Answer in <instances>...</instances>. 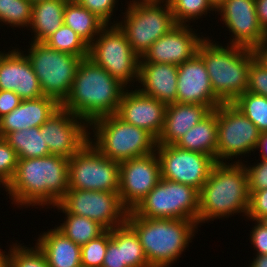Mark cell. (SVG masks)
Returning a JSON list of instances; mask_svg holds the SVG:
<instances>
[{
	"label": "cell",
	"instance_id": "cell-1",
	"mask_svg": "<svg viewBox=\"0 0 267 267\" xmlns=\"http://www.w3.org/2000/svg\"><path fill=\"white\" fill-rule=\"evenodd\" d=\"M68 170L69 159L59 155L18 159L15 175L3 190L18 209H52L69 189Z\"/></svg>",
	"mask_w": 267,
	"mask_h": 267
},
{
	"label": "cell",
	"instance_id": "cell-2",
	"mask_svg": "<svg viewBox=\"0 0 267 267\" xmlns=\"http://www.w3.org/2000/svg\"><path fill=\"white\" fill-rule=\"evenodd\" d=\"M127 88L86 57L79 64L70 93L61 107L90 125L94 120L117 113Z\"/></svg>",
	"mask_w": 267,
	"mask_h": 267
},
{
	"label": "cell",
	"instance_id": "cell-3",
	"mask_svg": "<svg viewBox=\"0 0 267 267\" xmlns=\"http://www.w3.org/2000/svg\"><path fill=\"white\" fill-rule=\"evenodd\" d=\"M249 204L248 176L243 163H216L199 191L197 225L237 214L246 221Z\"/></svg>",
	"mask_w": 267,
	"mask_h": 267
},
{
	"label": "cell",
	"instance_id": "cell-4",
	"mask_svg": "<svg viewBox=\"0 0 267 267\" xmlns=\"http://www.w3.org/2000/svg\"><path fill=\"white\" fill-rule=\"evenodd\" d=\"M150 267H171L193 242L198 225L189 219L143 218L128 211Z\"/></svg>",
	"mask_w": 267,
	"mask_h": 267
},
{
	"label": "cell",
	"instance_id": "cell-5",
	"mask_svg": "<svg viewBox=\"0 0 267 267\" xmlns=\"http://www.w3.org/2000/svg\"><path fill=\"white\" fill-rule=\"evenodd\" d=\"M211 38L208 35L202 42L198 54L206 65L214 94L223 103H233L247 89L253 50Z\"/></svg>",
	"mask_w": 267,
	"mask_h": 267
},
{
	"label": "cell",
	"instance_id": "cell-6",
	"mask_svg": "<svg viewBox=\"0 0 267 267\" xmlns=\"http://www.w3.org/2000/svg\"><path fill=\"white\" fill-rule=\"evenodd\" d=\"M89 129L90 143L119 163L156 152L157 139L152 134L125 122L116 113L94 120Z\"/></svg>",
	"mask_w": 267,
	"mask_h": 267
},
{
	"label": "cell",
	"instance_id": "cell-7",
	"mask_svg": "<svg viewBox=\"0 0 267 267\" xmlns=\"http://www.w3.org/2000/svg\"><path fill=\"white\" fill-rule=\"evenodd\" d=\"M126 2L125 11L119 14L122 20L117 24L126 34L132 49L142 57L156 40L177 24L168 1Z\"/></svg>",
	"mask_w": 267,
	"mask_h": 267
},
{
	"label": "cell",
	"instance_id": "cell-8",
	"mask_svg": "<svg viewBox=\"0 0 267 267\" xmlns=\"http://www.w3.org/2000/svg\"><path fill=\"white\" fill-rule=\"evenodd\" d=\"M28 43L30 46L27 49L20 50L30 61L39 79L43 96L51 97L61 105L70 93L82 58L54 50L44 42Z\"/></svg>",
	"mask_w": 267,
	"mask_h": 267
},
{
	"label": "cell",
	"instance_id": "cell-9",
	"mask_svg": "<svg viewBox=\"0 0 267 267\" xmlns=\"http://www.w3.org/2000/svg\"><path fill=\"white\" fill-rule=\"evenodd\" d=\"M89 58L128 88L137 86L141 57L132 49L118 24L102 28L89 45Z\"/></svg>",
	"mask_w": 267,
	"mask_h": 267
},
{
	"label": "cell",
	"instance_id": "cell-10",
	"mask_svg": "<svg viewBox=\"0 0 267 267\" xmlns=\"http://www.w3.org/2000/svg\"><path fill=\"white\" fill-rule=\"evenodd\" d=\"M214 111L218 123L216 163H243V156L249 157L251 152L256 155L260 136L257 126L233 103H221Z\"/></svg>",
	"mask_w": 267,
	"mask_h": 267
},
{
	"label": "cell",
	"instance_id": "cell-11",
	"mask_svg": "<svg viewBox=\"0 0 267 267\" xmlns=\"http://www.w3.org/2000/svg\"><path fill=\"white\" fill-rule=\"evenodd\" d=\"M199 191L191 186L160 178L157 185L132 212L143 218L198 221Z\"/></svg>",
	"mask_w": 267,
	"mask_h": 267
},
{
	"label": "cell",
	"instance_id": "cell-12",
	"mask_svg": "<svg viewBox=\"0 0 267 267\" xmlns=\"http://www.w3.org/2000/svg\"><path fill=\"white\" fill-rule=\"evenodd\" d=\"M69 189L119 191V162L104 156L90 141L69 159Z\"/></svg>",
	"mask_w": 267,
	"mask_h": 267
},
{
	"label": "cell",
	"instance_id": "cell-13",
	"mask_svg": "<svg viewBox=\"0 0 267 267\" xmlns=\"http://www.w3.org/2000/svg\"><path fill=\"white\" fill-rule=\"evenodd\" d=\"M58 204L66 212L97 221L107 230L124 224L128 214L118 192L68 189Z\"/></svg>",
	"mask_w": 267,
	"mask_h": 267
},
{
	"label": "cell",
	"instance_id": "cell-14",
	"mask_svg": "<svg viewBox=\"0 0 267 267\" xmlns=\"http://www.w3.org/2000/svg\"><path fill=\"white\" fill-rule=\"evenodd\" d=\"M161 178L191 186L203 187L216 164L213 157L201 152L184 150L176 145H157Z\"/></svg>",
	"mask_w": 267,
	"mask_h": 267
},
{
	"label": "cell",
	"instance_id": "cell-15",
	"mask_svg": "<svg viewBox=\"0 0 267 267\" xmlns=\"http://www.w3.org/2000/svg\"><path fill=\"white\" fill-rule=\"evenodd\" d=\"M160 178V161L156 152L120 162L118 193L123 206L132 211Z\"/></svg>",
	"mask_w": 267,
	"mask_h": 267
},
{
	"label": "cell",
	"instance_id": "cell-16",
	"mask_svg": "<svg viewBox=\"0 0 267 267\" xmlns=\"http://www.w3.org/2000/svg\"><path fill=\"white\" fill-rule=\"evenodd\" d=\"M89 125L60 107L40 126L49 153L70 159L89 141Z\"/></svg>",
	"mask_w": 267,
	"mask_h": 267
},
{
	"label": "cell",
	"instance_id": "cell-17",
	"mask_svg": "<svg viewBox=\"0 0 267 267\" xmlns=\"http://www.w3.org/2000/svg\"><path fill=\"white\" fill-rule=\"evenodd\" d=\"M215 14L231 35L227 45L253 49L267 38L257 17L255 0H226Z\"/></svg>",
	"mask_w": 267,
	"mask_h": 267
},
{
	"label": "cell",
	"instance_id": "cell-18",
	"mask_svg": "<svg viewBox=\"0 0 267 267\" xmlns=\"http://www.w3.org/2000/svg\"><path fill=\"white\" fill-rule=\"evenodd\" d=\"M193 26L195 25L174 26L152 44L140 58V63H168L178 66L194 57L207 35H200L203 32L192 28Z\"/></svg>",
	"mask_w": 267,
	"mask_h": 267
},
{
	"label": "cell",
	"instance_id": "cell-19",
	"mask_svg": "<svg viewBox=\"0 0 267 267\" xmlns=\"http://www.w3.org/2000/svg\"><path fill=\"white\" fill-rule=\"evenodd\" d=\"M0 51V90L14 91L21 100L43 96L37 78L27 56L18 47Z\"/></svg>",
	"mask_w": 267,
	"mask_h": 267
},
{
	"label": "cell",
	"instance_id": "cell-20",
	"mask_svg": "<svg viewBox=\"0 0 267 267\" xmlns=\"http://www.w3.org/2000/svg\"><path fill=\"white\" fill-rule=\"evenodd\" d=\"M176 102L203 104L211 111L223 103L214 94L206 65L198 53L178 65Z\"/></svg>",
	"mask_w": 267,
	"mask_h": 267
},
{
	"label": "cell",
	"instance_id": "cell-21",
	"mask_svg": "<svg viewBox=\"0 0 267 267\" xmlns=\"http://www.w3.org/2000/svg\"><path fill=\"white\" fill-rule=\"evenodd\" d=\"M132 89L127 88L124 92L116 114L125 122L145 129L158 139L163 130L167 105L144 95L135 87Z\"/></svg>",
	"mask_w": 267,
	"mask_h": 267
},
{
	"label": "cell",
	"instance_id": "cell-22",
	"mask_svg": "<svg viewBox=\"0 0 267 267\" xmlns=\"http://www.w3.org/2000/svg\"><path fill=\"white\" fill-rule=\"evenodd\" d=\"M177 73V65L139 63V77L136 87L144 95L153 97L166 105L176 103Z\"/></svg>",
	"mask_w": 267,
	"mask_h": 267
},
{
	"label": "cell",
	"instance_id": "cell-23",
	"mask_svg": "<svg viewBox=\"0 0 267 267\" xmlns=\"http://www.w3.org/2000/svg\"><path fill=\"white\" fill-rule=\"evenodd\" d=\"M60 107L55 99L47 96L21 100L18 107L0 118V137L13 131L40 127Z\"/></svg>",
	"mask_w": 267,
	"mask_h": 267
},
{
	"label": "cell",
	"instance_id": "cell-24",
	"mask_svg": "<svg viewBox=\"0 0 267 267\" xmlns=\"http://www.w3.org/2000/svg\"><path fill=\"white\" fill-rule=\"evenodd\" d=\"M211 110L203 104H168L164 126L157 139V145H175L194 125L206 117Z\"/></svg>",
	"mask_w": 267,
	"mask_h": 267
},
{
	"label": "cell",
	"instance_id": "cell-25",
	"mask_svg": "<svg viewBox=\"0 0 267 267\" xmlns=\"http://www.w3.org/2000/svg\"><path fill=\"white\" fill-rule=\"evenodd\" d=\"M34 241L49 267H82L81 246L67 238L56 226L41 232Z\"/></svg>",
	"mask_w": 267,
	"mask_h": 267
},
{
	"label": "cell",
	"instance_id": "cell-26",
	"mask_svg": "<svg viewBox=\"0 0 267 267\" xmlns=\"http://www.w3.org/2000/svg\"><path fill=\"white\" fill-rule=\"evenodd\" d=\"M68 0H43L33 4L28 31L31 42H44L64 24V8Z\"/></svg>",
	"mask_w": 267,
	"mask_h": 267
},
{
	"label": "cell",
	"instance_id": "cell-27",
	"mask_svg": "<svg viewBox=\"0 0 267 267\" xmlns=\"http://www.w3.org/2000/svg\"><path fill=\"white\" fill-rule=\"evenodd\" d=\"M217 113L213 110L190 128L175 144L178 148L201 152L216 160Z\"/></svg>",
	"mask_w": 267,
	"mask_h": 267
},
{
	"label": "cell",
	"instance_id": "cell-28",
	"mask_svg": "<svg viewBox=\"0 0 267 267\" xmlns=\"http://www.w3.org/2000/svg\"><path fill=\"white\" fill-rule=\"evenodd\" d=\"M64 24L90 45L106 25L100 18L75 0H68L64 8Z\"/></svg>",
	"mask_w": 267,
	"mask_h": 267
},
{
	"label": "cell",
	"instance_id": "cell-29",
	"mask_svg": "<svg viewBox=\"0 0 267 267\" xmlns=\"http://www.w3.org/2000/svg\"><path fill=\"white\" fill-rule=\"evenodd\" d=\"M53 207L65 216L62 218L64 221L61 220L62 223L55 224L56 228L75 244L82 246L90 240L99 237L107 230L97 221L66 212L59 204Z\"/></svg>",
	"mask_w": 267,
	"mask_h": 267
},
{
	"label": "cell",
	"instance_id": "cell-30",
	"mask_svg": "<svg viewBox=\"0 0 267 267\" xmlns=\"http://www.w3.org/2000/svg\"><path fill=\"white\" fill-rule=\"evenodd\" d=\"M3 139L16 151L18 159L39 158L50 155L40 127H31L7 133Z\"/></svg>",
	"mask_w": 267,
	"mask_h": 267
},
{
	"label": "cell",
	"instance_id": "cell-31",
	"mask_svg": "<svg viewBox=\"0 0 267 267\" xmlns=\"http://www.w3.org/2000/svg\"><path fill=\"white\" fill-rule=\"evenodd\" d=\"M111 236L121 245L126 267H150L136 231L127 222L111 229Z\"/></svg>",
	"mask_w": 267,
	"mask_h": 267
},
{
	"label": "cell",
	"instance_id": "cell-32",
	"mask_svg": "<svg viewBox=\"0 0 267 267\" xmlns=\"http://www.w3.org/2000/svg\"><path fill=\"white\" fill-rule=\"evenodd\" d=\"M44 43L59 52H65L82 59L89 57V45L70 27L63 24Z\"/></svg>",
	"mask_w": 267,
	"mask_h": 267
},
{
	"label": "cell",
	"instance_id": "cell-33",
	"mask_svg": "<svg viewBox=\"0 0 267 267\" xmlns=\"http://www.w3.org/2000/svg\"><path fill=\"white\" fill-rule=\"evenodd\" d=\"M33 4L28 0H0V27L29 28ZM3 24V25H2ZM9 26V27H8Z\"/></svg>",
	"mask_w": 267,
	"mask_h": 267
},
{
	"label": "cell",
	"instance_id": "cell-34",
	"mask_svg": "<svg viewBox=\"0 0 267 267\" xmlns=\"http://www.w3.org/2000/svg\"><path fill=\"white\" fill-rule=\"evenodd\" d=\"M233 104L251 120L260 133L267 132V97L245 91Z\"/></svg>",
	"mask_w": 267,
	"mask_h": 267
},
{
	"label": "cell",
	"instance_id": "cell-35",
	"mask_svg": "<svg viewBox=\"0 0 267 267\" xmlns=\"http://www.w3.org/2000/svg\"><path fill=\"white\" fill-rule=\"evenodd\" d=\"M176 24L191 25L196 20L216 12L208 0H168ZM204 15V16H203Z\"/></svg>",
	"mask_w": 267,
	"mask_h": 267
},
{
	"label": "cell",
	"instance_id": "cell-36",
	"mask_svg": "<svg viewBox=\"0 0 267 267\" xmlns=\"http://www.w3.org/2000/svg\"><path fill=\"white\" fill-rule=\"evenodd\" d=\"M9 246V267H49L36 245H22L18 240Z\"/></svg>",
	"mask_w": 267,
	"mask_h": 267
},
{
	"label": "cell",
	"instance_id": "cell-37",
	"mask_svg": "<svg viewBox=\"0 0 267 267\" xmlns=\"http://www.w3.org/2000/svg\"><path fill=\"white\" fill-rule=\"evenodd\" d=\"M111 239V230H106L99 237L90 240L81 246L82 267H102L107 252L108 241Z\"/></svg>",
	"mask_w": 267,
	"mask_h": 267
},
{
	"label": "cell",
	"instance_id": "cell-38",
	"mask_svg": "<svg viewBox=\"0 0 267 267\" xmlns=\"http://www.w3.org/2000/svg\"><path fill=\"white\" fill-rule=\"evenodd\" d=\"M18 164L16 151L0 137V188H6L12 181ZM2 186V187H1Z\"/></svg>",
	"mask_w": 267,
	"mask_h": 267
},
{
	"label": "cell",
	"instance_id": "cell-39",
	"mask_svg": "<svg viewBox=\"0 0 267 267\" xmlns=\"http://www.w3.org/2000/svg\"><path fill=\"white\" fill-rule=\"evenodd\" d=\"M75 1H77L84 8L88 9L90 12L94 13L106 25L118 23L120 17H117V19H115L116 16H114V13H116V11L118 10L117 8L119 0H75Z\"/></svg>",
	"mask_w": 267,
	"mask_h": 267
},
{
	"label": "cell",
	"instance_id": "cell-40",
	"mask_svg": "<svg viewBox=\"0 0 267 267\" xmlns=\"http://www.w3.org/2000/svg\"><path fill=\"white\" fill-rule=\"evenodd\" d=\"M246 91L267 97V68L255 58L251 61Z\"/></svg>",
	"mask_w": 267,
	"mask_h": 267
},
{
	"label": "cell",
	"instance_id": "cell-41",
	"mask_svg": "<svg viewBox=\"0 0 267 267\" xmlns=\"http://www.w3.org/2000/svg\"><path fill=\"white\" fill-rule=\"evenodd\" d=\"M254 158L256 162L254 161V163H250V165L245 164L249 161L243 162L247 170L249 191L267 189V161L256 160V157Z\"/></svg>",
	"mask_w": 267,
	"mask_h": 267
},
{
	"label": "cell",
	"instance_id": "cell-42",
	"mask_svg": "<svg viewBox=\"0 0 267 267\" xmlns=\"http://www.w3.org/2000/svg\"><path fill=\"white\" fill-rule=\"evenodd\" d=\"M252 221V229L250 231V244L253 246V251L255 250L254 255H267V227L261 223L259 220L247 219V222Z\"/></svg>",
	"mask_w": 267,
	"mask_h": 267
},
{
	"label": "cell",
	"instance_id": "cell-43",
	"mask_svg": "<svg viewBox=\"0 0 267 267\" xmlns=\"http://www.w3.org/2000/svg\"><path fill=\"white\" fill-rule=\"evenodd\" d=\"M250 204L246 219L260 220L267 215V189L249 191Z\"/></svg>",
	"mask_w": 267,
	"mask_h": 267
},
{
	"label": "cell",
	"instance_id": "cell-44",
	"mask_svg": "<svg viewBox=\"0 0 267 267\" xmlns=\"http://www.w3.org/2000/svg\"><path fill=\"white\" fill-rule=\"evenodd\" d=\"M102 267H126L122 263L121 245L111 236Z\"/></svg>",
	"mask_w": 267,
	"mask_h": 267
},
{
	"label": "cell",
	"instance_id": "cell-45",
	"mask_svg": "<svg viewBox=\"0 0 267 267\" xmlns=\"http://www.w3.org/2000/svg\"><path fill=\"white\" fill-rule=\"evenodd\" d=\"M20 97L14 91L0 90V118L19 106Z\"/></svg>",
	"mask_w": 267,
	"mask_h": 267
},
{
	"label": "cell",
	"instance_id": "cell-46",
	"mask_svg": "<svg viewBox=\"0 0 267 267\" xmlns=\"http://www.w3.org/2000/svg\"><path fill=\"white\" fill-rule=\"evenodd\" d=\"M255 7L259 23L267 33V0H255Z\"/></svg>",
	"mask_w": 267,
	"mask_h": 267
},
{
	"label": "cell",
	"instance_id": "cell-47",
	"mask_svg": "<svg viewBox=\"0 0 267 267\" xmlns=\"http://www.w3.org/2000/svg\"><path fill=\"white\" fill-rule=\"evenodd\" d=\"M252 50L255 59L267 68V38L256 45Z\"/></svg>",
	"mask_w": 267,
	"mask_h": 267
},
{
	"label": "cell",
	"instance_id": "cell-48",
	"mask_svg": "<svg viewBox=\"0 0 267 267\" xmlns=\"http://www.w3.org/2000/svg\"><path fill=\"white\" fill-rule=\"evenodd\" d=\"M255 152L259 153V157H261L258 160L267 161V132L260 133Z\"/></svg>",
	"mask_w": 267,
	"mask_h": 267
},
{
	"label": "cell",
	"instance_id": "cell-49",
	"mask_svg": "<svg viewBox=\"0 0 267 267\" xmlns=\"http://www.w3.org/2000/svg\"><path fill=\"white\" fill-rule=\"evenodd\" d=\"M255 256V257H254ZM248 267H267V255H254Z\"/></svg>",
	"mask_w": 267,
	"mask_h": 267
},
{
	"label": "cell",
	"instance_id": "cell-50",
	"mask_svg": "<svg viewBox=\"0 0 267 267\" xmlns=\"http://www.w3.org/2000/svg\"><path fill=\"white\" fill-rule=\"evenodd\" d=\"M0 247V267H9V251L6 252ZM6 253V254H5Z\"/></svg>",
	"mask_w": 267,
	"mask_h": 267
},
{
	"label": "cell",
	"instance_id": "cell-51",
	"mask_svg": "<svg viewBox=\"0 0 267 267\" xmlns=\"http://www.w3.org/2000/svg\"><path fill=\"white\" fill-rule=\"evenodd\" d=\"M226 0H208L212 8L217 11V9L225 2Z\"/></svg>",
	"mask_w": 267,
	"mask_h": 267
},
{
	"label": "cell",
	"instance_id": "cell-52",
	"mask_svg": "<svg viewBox=\"0 0 267 267\" xmlns=\"http://www.w3.org/2000/svg\"><path fill=\"white\" fill-rule=\"evenodd\" d=\"M259 221L261 223H263L267 227V215H265L264 217H262Z\"/></svg>",
	"mask_w": 267,
	"mask_h": 267
},
{
	"label": "cell",
	"instance_id": "cell-53",
	"mask_svg": "<svg viewBox=\"0 0 267 267\" xmlns=\"http://www.w3.org/2000/svg\"><path fill=\"white\" fill-rule=\"evenodd\" d=\"M29 2H31L32 4L38 2V1H43V0H28Z\"/></svg>",
	"mask_w": 267,
	"mask_h": 267
},
{
	"label": "cell",
	"instance_id": "cell-54",
	"mask_svg": "<svg viewBox=\"0 0 267 267\" xmlns=\"http://www.w3.org/2000/svg\"><path fill=\"white\" fill-rule=\"evenodd\" d=\"M150 1H168V0H150Z\"/></svg>",
	"mask_w": 267,
	"mask_h": 267
}]
</instances>
